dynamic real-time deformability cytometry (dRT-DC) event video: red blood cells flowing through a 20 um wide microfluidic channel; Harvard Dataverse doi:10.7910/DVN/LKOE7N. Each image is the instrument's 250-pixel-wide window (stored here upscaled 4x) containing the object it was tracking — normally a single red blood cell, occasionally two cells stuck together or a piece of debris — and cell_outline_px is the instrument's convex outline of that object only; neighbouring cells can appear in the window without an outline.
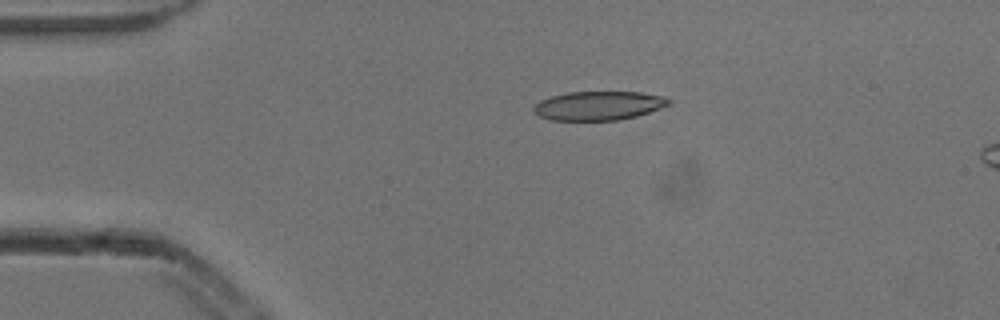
{"species": "common noctule bat (a hibernating species)", "species_latin": "Nyctalus noctula", "temperature_condition": "cold", "stored_images_in_passage": 4, "camera_frame_rate_fps": 3000, "um_per_image_px": 0.085, "animal": {"sex": "male", "body_mass_g": 13.3}, "frame": {"image": 1, "passage_image": 2, "time_ms": 0.333, "image_size_px": [1000, 320], "cell_outline_px": [[672, 104], [636, 116], [620, 120], [548, 120], [532, 112], [532, 108], [540, 100], [552, 96], [568, 92], [640, 92], [664, 96], [672, 100]], "centroid_in_image_um": [50.88, 8.98], "position_along_channel_um": 34.1, "area_um2": 22.89}}